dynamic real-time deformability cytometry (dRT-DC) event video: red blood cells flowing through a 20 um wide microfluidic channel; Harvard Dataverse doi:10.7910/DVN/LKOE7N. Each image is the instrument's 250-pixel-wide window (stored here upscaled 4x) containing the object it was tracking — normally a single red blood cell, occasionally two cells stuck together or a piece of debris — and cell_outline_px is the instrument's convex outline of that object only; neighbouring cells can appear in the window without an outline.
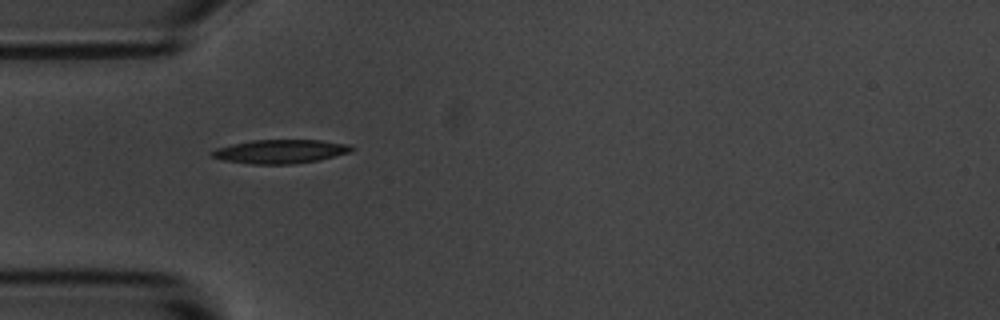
{"species": "common noctule bat (a hibernating species)", "species_latin": "Nyctalus noctula", "temperature_condition": "room temperature", "stored_images_in_passage": 2, "camera_frame_rate_fps": 3000, "um_per_image_px": 0.085, "animal": {"sex": "male", "body_mass_g": 20.1, "forearm_length_mm": 53.5}, "frame": {"image": 1, "passage_image": 1, "time_ms": 0.0, "image_size_px": [1000, 320], "cell_outline_px": [[356, 148], [352, 152], [320, 160], [292, 164], [252, 164], [224, 160], [212, 156], [208, 152], [216, 148], [232, 144], [252, 140], [320, 140], [348, 144]], "centroid_in_image_um": [23.86, 12.87], "position_along_channel_um": 61.1, "area_um2": 19.48}}